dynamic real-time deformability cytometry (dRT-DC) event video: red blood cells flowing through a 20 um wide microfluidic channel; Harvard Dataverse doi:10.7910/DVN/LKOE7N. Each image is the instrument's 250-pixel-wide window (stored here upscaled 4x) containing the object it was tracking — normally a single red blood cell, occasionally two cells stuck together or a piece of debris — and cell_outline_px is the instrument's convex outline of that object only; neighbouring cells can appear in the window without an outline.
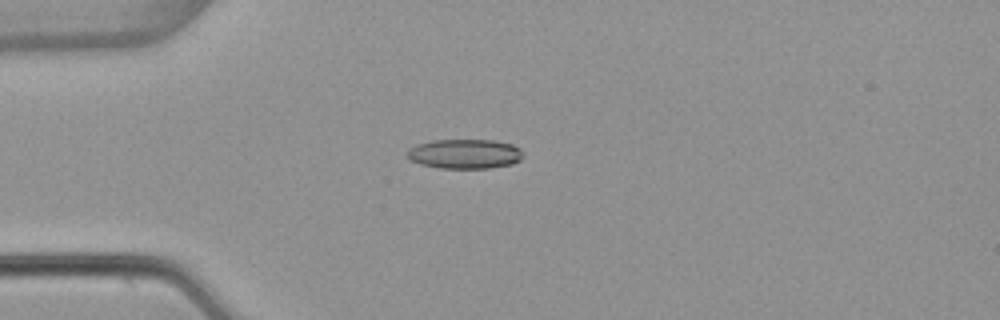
{"species": "common noctule bat (a hibernating species)", "species_latin": "Nyctalus noctula", "temperature_condition": "warm", "stored_images_in_passage": 53, "camera_frame_rate_fps": 3000, "um_per_image_px": 0.085, "animal": {"sex": "female", "body_mass_g": 22.7, "forearm_length_mm": 54.2}, "frame": {"image": 1, "passage_image": 14, "time_ms": 4.333, "image_size_px": [1000, 320], "cell_outline_px": [[524, 156], [520, 160], [512, 164], [488, 168], [440, 168], [420, 164], [412, 160], [408, 156], [408, 148], [416, 144], [432, 140], [492, 140], [512, 144], [520, 148]], "centroid_in_image_um": [39.52, 13.07], "position_along_channel_um": 45.5, "area_um2": 20.0}}
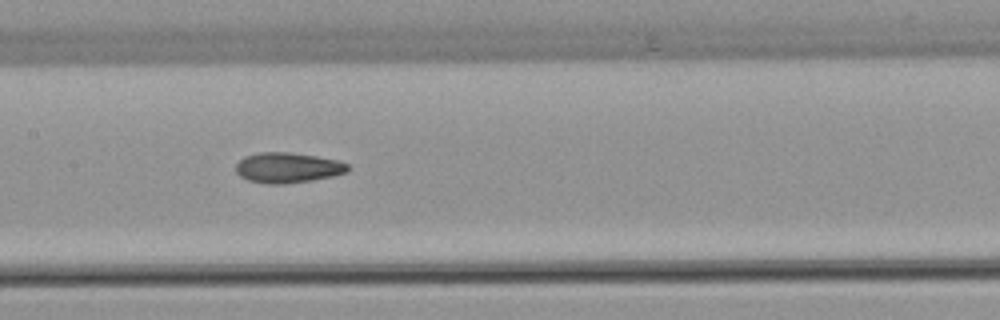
{"frame": {"image": 2, "passage_image": 26, "time_ms": 8.333, "image_size_px": [1000, 320], "cell_outline_px": [[352, 168], [348, 172], [332, 176], [312, 180], [284, 184], [268, 184], [248, 180], [240, 176], [236, 172], [236, 164], [244, 156], [260, 152], [288, 152], [316, 156], [340, 160], [348, 164]], "centroid_in_image_um": [24.49, 14.25], "position_along_channel_um": 182.9, "area_um2": 19.94}}
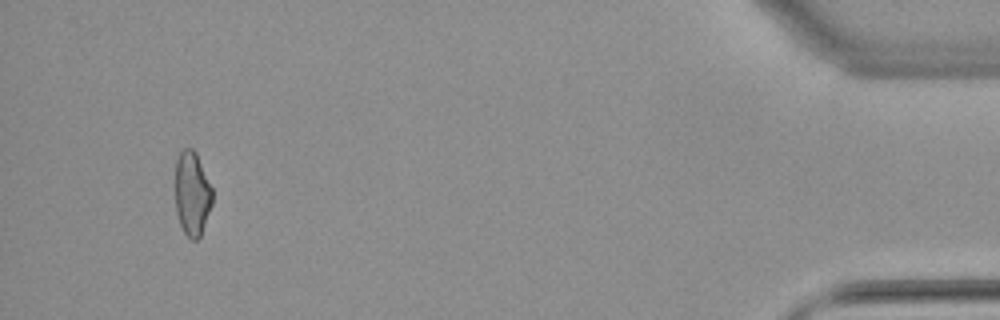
{"frame": {"image": 3, "passage_image": 50, "time_ms": 16.333, "image_size_px": [1000, 320], "cell_outline_px": [[212, 204], [200, 236], [196, 240], [192, 240], [184, 232], [180, 224], [176, 212], [176, 160], [180, 152], [184, 148], [192, 148], [196, 152], [212, 188]], "centroid_in_image_um": [16.33, 16.44], "position_along_channel_um": 418.9, "area_um2": 18.03}, "authors_computed_cell_mechanics": {"area_um2": 19.4786, "velocity_mm_per_s": 3.8952, "shape_relaxation_time_tau1_ms": null, "shape_relaxation_time_tau2_ms": 3.1018, "deformation_change_tau1": null, "deformation_change_tau2": 0.0993}}